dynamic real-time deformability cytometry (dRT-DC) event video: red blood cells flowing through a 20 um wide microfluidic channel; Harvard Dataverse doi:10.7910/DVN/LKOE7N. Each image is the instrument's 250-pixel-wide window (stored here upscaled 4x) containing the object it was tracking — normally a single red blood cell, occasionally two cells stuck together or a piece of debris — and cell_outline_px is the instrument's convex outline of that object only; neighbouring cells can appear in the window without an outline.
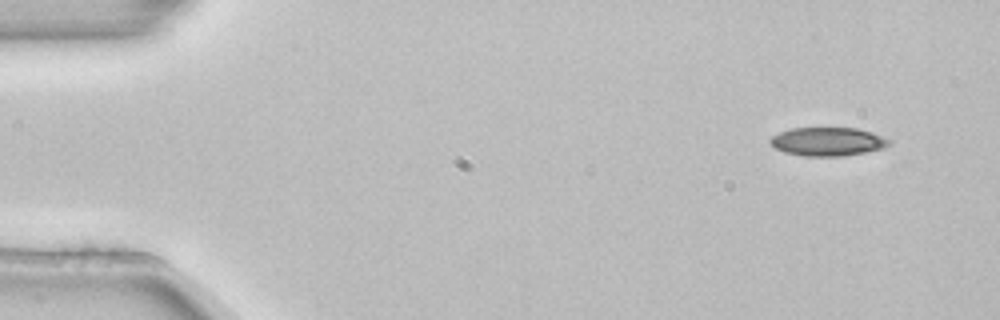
{"species": "common noctule bat (a hibernating species)", "species_latin": "Nyctalus noctula", "temperature_condition": "room temperature", "stored_images_in_passage": 4, "camera_frame_rate_fps": 3000, "um_per_image_px": 0.085, "animal": {"sex": "female", "body_mass_g": 22.7, "forearm_length_mm": 54.2}, "frame": {"image": 1, "passage_image": 1, "time_ms": 0.0, "image_size_px": [1000, 320], "cell_outline_px": [[892, 144], [884, 148], [864, 152], [840, 156], [804, 156], [784, 152], [776, 148], [768, 140], [772, 136], [788, 128], [856, 128], [872, 132], [892, 140]], "centroid_in_image_um": [70.37, 12.03], "position_along_channel_um": 14.6, "area_um2": 19.83}}
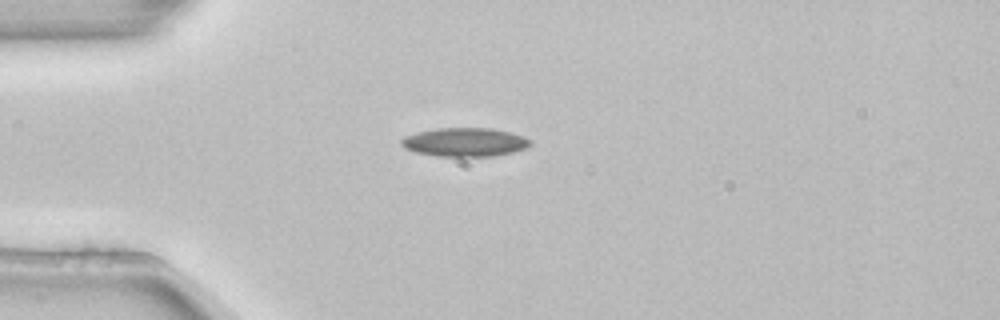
{"frame": {"image": 2, "passage_image": 3, "time_ms": 0.667, "image_size_px": [1000, 320], "cell_outline_px": [[532, 144], [528, 148], [512, 152], [492, 156], [436, 156], [416, 152], [404, 148], [400, 144], [400, 140], [404, 136], [416, 132], [436, 128], [492, 128], [524, 136], [532, 140]], "centroid_in_image_um": [39.51, 12.08], "position_along_channel_um": 45.5, "area_um2": 21.73}}
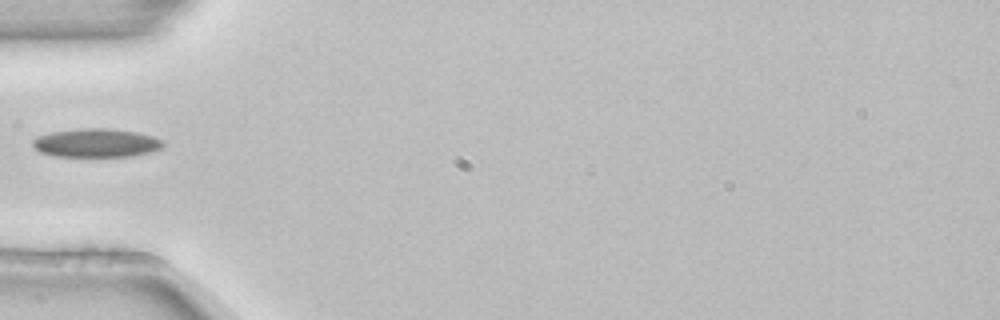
{"frame": {"image": 3, "passage_image": 4, "time_ms": 1.0, "image_size_px": [1000, 320], "cell_outline_px": [[164, 144], [160, 148], [148, 152], [132, 156], [56, 156], [40, 152], [32, 144], [32, 140], [36, 136], [52, 132], [80, 128], [108, 128], [136, 132], [152, 136], [164, 140]], "centroid_in_image_um": [8.16, 12.14], "position_along_channel_um": 76.8, "area_um2": 21.62}}